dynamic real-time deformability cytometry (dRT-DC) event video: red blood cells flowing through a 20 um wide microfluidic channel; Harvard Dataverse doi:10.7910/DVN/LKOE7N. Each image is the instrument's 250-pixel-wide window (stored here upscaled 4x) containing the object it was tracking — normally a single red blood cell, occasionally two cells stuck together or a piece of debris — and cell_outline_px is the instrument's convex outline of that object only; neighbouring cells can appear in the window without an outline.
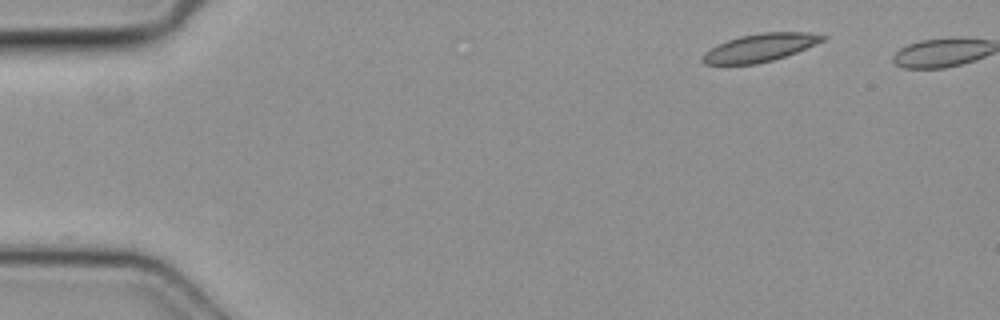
{"species": "common noctule bat (a hibernating species)", "species_latin": "Nyctalus noctula", "temperature_condition": "cold", "stored_images_in_passage": 4, "camera_frame_rate_fps": 3000, "um_per_image_px": 0.085, "animal": {"sex": "female", "body_mass_g": 19.3, "forearm_length_mm": 54.1}, "frame": {"image": 1, "passage_image": 1, "time_ms": 0.0, "image_size_px": [1000, 320], "cell_outline_px": [[828, 36], [824, 40], [816, 44], [796, 52], [772, 60], [756, 64], [704, 64], [700, 60], [700, 56], [704, 52], [728, 40], [740, 36], [764, 32], [808, 32]], "centroid_in_image_um": [64.59, 4.05], "position_along_channel_um": 20.4, "area_um2": 19.36}}
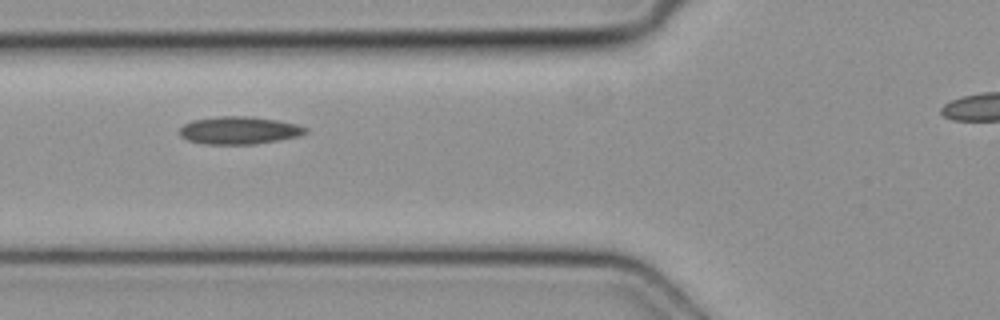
{"frame": {"image": 2, "passage_image": 4, "time_ms": 1.0, "image_size_px": [1000, 320], "cell_outline_px": [[308, 132], [300, 136], [280, 140], [256, 144], [204, 144], [188, 140], [180, 136], [180, 128], [184, 124], [192, 120], [216, 116], [252, 116], [276, 120], [296, 124], [308, 128]], "centroid_in_image_um": [20.34, 11.08], "position_along_channel_um": 105.5, "area_um2": 20.46}}